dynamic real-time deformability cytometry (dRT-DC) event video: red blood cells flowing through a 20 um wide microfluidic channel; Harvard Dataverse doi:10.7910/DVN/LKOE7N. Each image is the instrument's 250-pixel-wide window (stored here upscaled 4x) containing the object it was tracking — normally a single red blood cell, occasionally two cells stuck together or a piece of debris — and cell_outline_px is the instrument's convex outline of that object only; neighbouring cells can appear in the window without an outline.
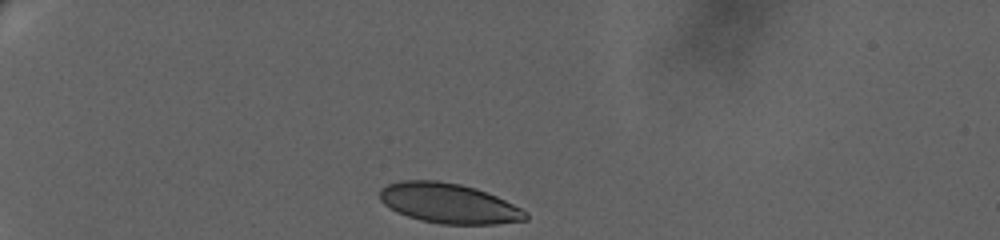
{"species": "human", "species_latin": "Homo sapiens", "temperature_condition": "warm", "stored_images_in_passage": 24, "camera_frame_rate_fps": 3000, "um_per_image_px": 0.085, "donor": {"sex": "female"}, "frame": {"image": 1, "passage_image": 1, "time_ms": 0.0, "image_size_px": [1000, 240], "cell_outline_px": [[528, 220], [496, 224], [440, 224], [420, 220], [396, 212], [384, 204], [380, 200], [380, 188], [388, 184], [400, 180], [436, 180], [460, 184], [476, 188], [496, 196], [528, 212]], "centroid_in_image_um": [38.13, 17.28], "position_along_channel_um": 46.9, "area_um2": 34.04}}
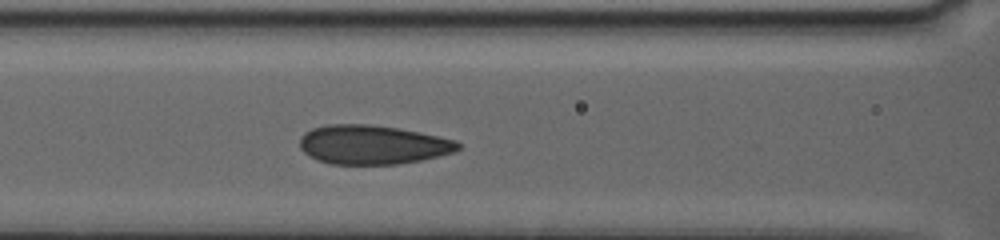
{"frame": {"image": 2, "passage_image": 14, "time_ms": 4.667, "image_size_px": [1000, 240], "cell_outline_px": [[460, 148], [456, 152], [420, 160], [396, 164], [328, 164], [316, 160], [304, 152], [300, 148], [300, 136], [304, 132], [312, 128], [328, 124], [368, 124], [396, 128], [420, 132], [456, 140], [460, 144]], "centroid_in_image_um": [31.65, 12.3], "position_along_channel_um": 135.0, "area_um2": 36.18}}
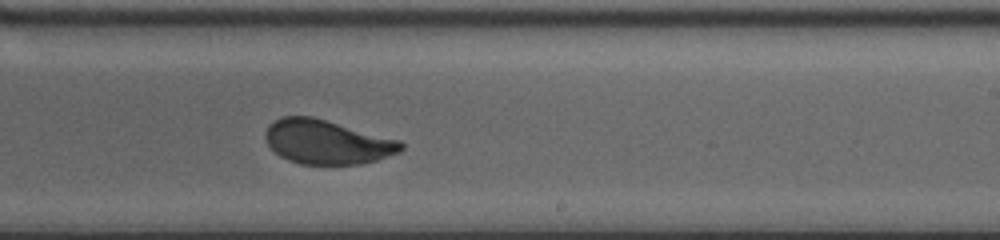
{"frame": {"image": 3, "passage_image": 24, "time_ms": 8.667, "image_size_px": [1000, 240], "cell_outline_px": [[404, 148], [400, 152], [376, 160], [360, 164], [300, 164], [288, 160], [280, 156], [268, 144], [264, 136], [264, 132], [268, 124], [284, 116], [312, 116], [400, 140], [404, 144]], "centroid_in_image_um": [27.79, 12.06], "position_along_channel_um": 261.2, "area_um2": 34.91}}